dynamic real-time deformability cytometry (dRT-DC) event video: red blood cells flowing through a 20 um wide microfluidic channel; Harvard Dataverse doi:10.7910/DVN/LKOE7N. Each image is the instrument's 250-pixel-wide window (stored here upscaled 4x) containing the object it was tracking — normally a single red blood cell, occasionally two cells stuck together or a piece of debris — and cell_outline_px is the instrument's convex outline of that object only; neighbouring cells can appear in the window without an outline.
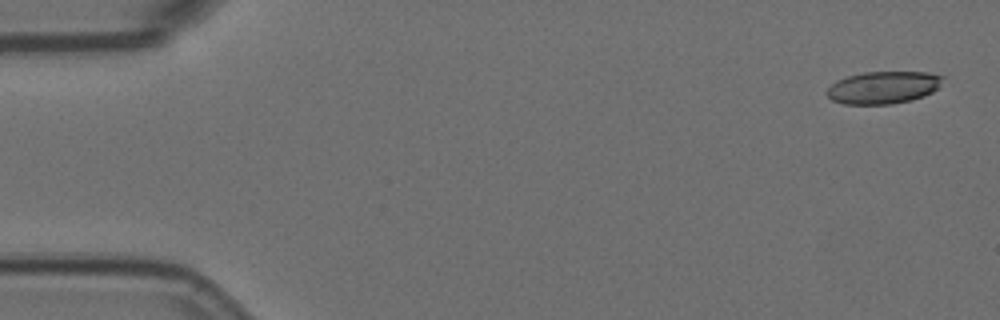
{"species": "Egyptian fruit bat (a non-hibernating species)", "species_latin": "Rousettus aegyptiacus", "temperature_condition": "room temperature", "stored_images_in_passage": 5, "camera_frame_rate_fps": 3000, "um_per_image_px": 0.085, "animal": {"sex": "female"}, "frame": {"image": 1, "passage_image": 1, "time_ms": 0.0, "image_size_px": [1000, 320], "cell_outline_px": [[944, 76], [936, 88], [932, 92], [924, 96], [912, 100], [892, 104], [844, 104], [832, 100], [824, 92], [836, 80], [848, 76], [864, 72], [928, 72]], "centroid_in_image_um": [75.05, 7.44], "position_along_channel_um": 10.0, "area_um2": 21.85}}
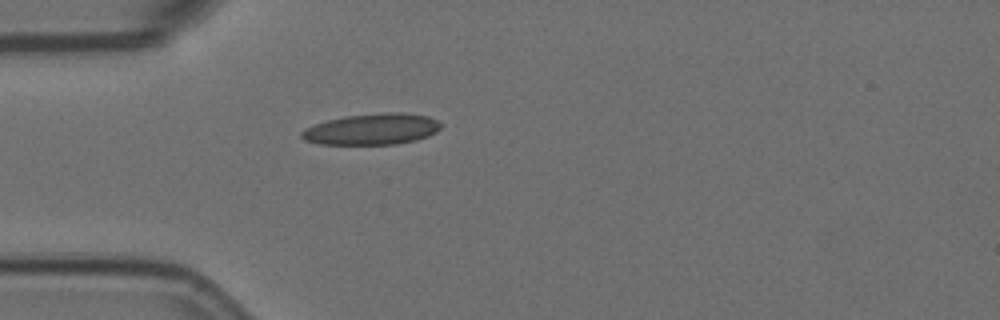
{"frame": {"image": 2, "passage_image": 5, "time_ms": 1.333, "image_size_px": [1000, 320], "cell_outline_px": [[440, 128], [436, 132], [428, 136], [416, 140], [396, 144], [320, 144], [304, 140], [300, 136], [300, 132], [304, 128], [328, 120], [344, 116], [392, 112], [396, 112], [428, 116], [436, 120], [440, 124]], "centroid_in_image_um": [31.59, 10.98], "position_along_channel_um": 53.4, "area_um2": 25.09}}